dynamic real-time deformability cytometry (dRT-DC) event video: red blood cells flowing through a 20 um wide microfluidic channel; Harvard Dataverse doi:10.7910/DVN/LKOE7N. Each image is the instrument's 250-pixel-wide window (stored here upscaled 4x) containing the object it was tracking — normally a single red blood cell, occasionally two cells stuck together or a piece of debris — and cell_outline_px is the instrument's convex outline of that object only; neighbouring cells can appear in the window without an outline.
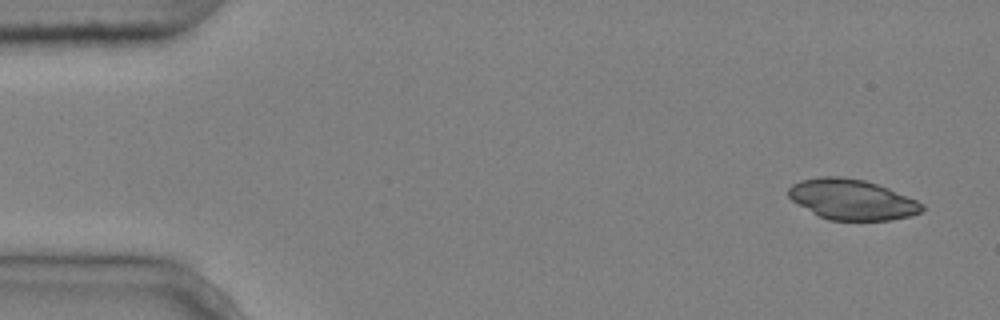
{"species": "common noctule bat (a hibernating species)", "species_latin": "Nyctalus noctula", "temperature_condition": "cold", "stored_images_in_passage": 3, "camera_frame_rate_fps": 3000, "um_per_image_px": 0.085, "animal": {"sex": "male", "body_mass_g": 20.4}, "frame": {"image": 1, "passage_image": 1, "time_ms": 0.0, "image_size_px": [1000, 320], "cell_outline_px": [[924, 208], [920, 212], [908, 216], [892, 220], [828, 220], [812, 212], [792, 200], [788, 196], [788, 188], [792, 184], [800, 180], [820, 176], [840, 176], [864, 180], [888, 188], [916, 200], [924, 204]], "centroid_in_image_um": [72.4, 16.95], "position_along_channel_um": 12.6, "area_um2": 31.27}}